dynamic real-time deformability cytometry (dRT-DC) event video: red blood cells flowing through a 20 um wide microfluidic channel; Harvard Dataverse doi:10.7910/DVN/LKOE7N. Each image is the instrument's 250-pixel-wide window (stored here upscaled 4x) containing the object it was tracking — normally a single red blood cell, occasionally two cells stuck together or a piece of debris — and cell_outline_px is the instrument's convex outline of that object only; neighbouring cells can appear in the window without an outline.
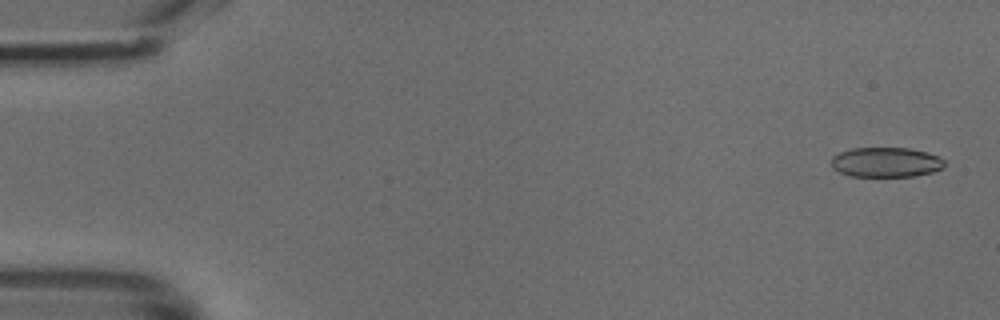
{"species": "common noctule bat (a hibernating species)", "species_latin": "Nyctalus noctula", "temperature_condition": "cold", "stored_images_in_passage": 15, "camera_frame_rate_fps": 3000, "um_per_image_px": 0.085, "animal": {"sex": "male", "body_mass_g": 18.8}, "frame": {"image": 1, "passage_image": 2, "time_ms": 0.333, "image_size_px": [1000, 320], "cell_outline_px": [[944, 168], [932, 172], [916, 176], [848, 176], [832, 168], [832, 156], [840, 152], [852, 148], [908, 148], [928, 152], [940, 156], [944, 160]], "centroid_in_image_um": [75.33, 13.79], "position_along_channel_um": 9.7, "area_um2": 19.83}}
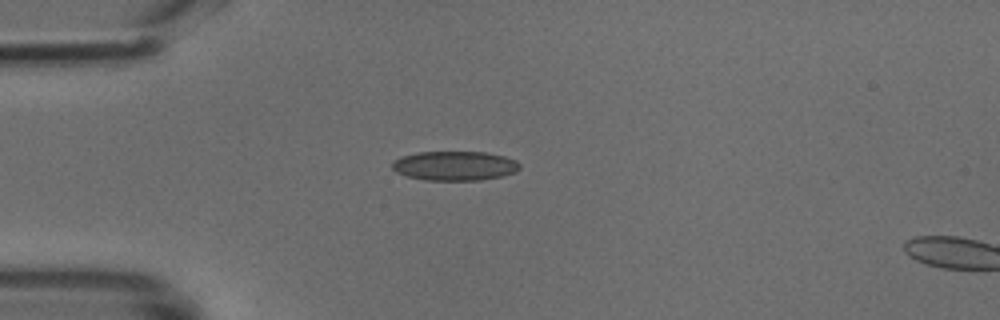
{"frame": {"image": 2, "passage_image": 13, "time_ms": 4.0, "image_size_px": [1000, 320], "cell_outline_px": [[520, 168], [516, 172], [500, 176], [480, 180], [424, 180], [408, 176], [396, 172], [392, 168], [392, 164], [400, 156], [420, 152], [484, 152], [504, 156], [516, 160], [520, 164]], "centroid_in_image_um": [38.66, 14.09], "position_along_channel_um": 46.3, "area_um2": 21.73}}